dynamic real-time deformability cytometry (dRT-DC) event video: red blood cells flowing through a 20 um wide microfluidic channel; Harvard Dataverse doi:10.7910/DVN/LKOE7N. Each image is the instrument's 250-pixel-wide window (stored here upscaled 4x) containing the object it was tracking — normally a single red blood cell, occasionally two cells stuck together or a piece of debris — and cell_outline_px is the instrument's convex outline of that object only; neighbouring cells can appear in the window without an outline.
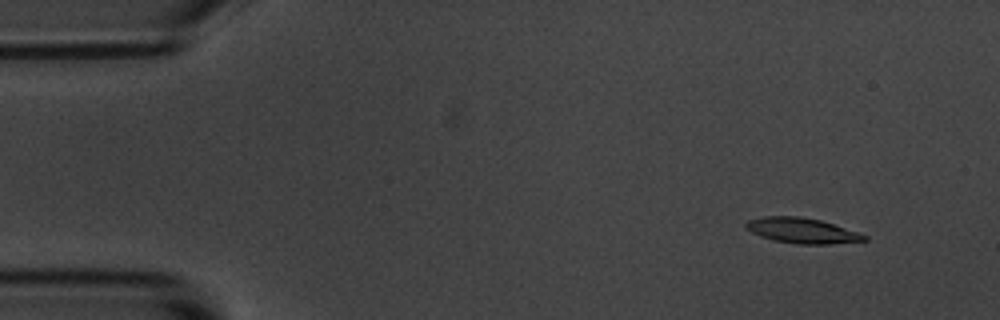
{"species": "common noctule bat (a hibernating species)", "species_latin": "Nyctalus noctula", "temperature_condition": "room temperature", "stored_images_in_passage": 5, "camera_frame_rate_fps": 3000, "um_per_image_px": 0.085, "animal": {"sex": "male", "body_mass_g": 20.1, "forearm_length_mm": 53.5}, "frame": {"image": 1, "passage_image": 2, "time_ms": 1.0, "image_size_px": [1000, 320], "cell_outline_px": [[868, 240], [828, 244], [796, 244], [772, 240], [760, 236], [752, 232], [744, 224], [748, 220], [764, 216], [800, 216], [820, 220], [860, 232], [868, 236]], "centroid_in_image_um": [68.2, 19.6], "position_along_channel_um": 16.8, "area_um2": 17.51}}
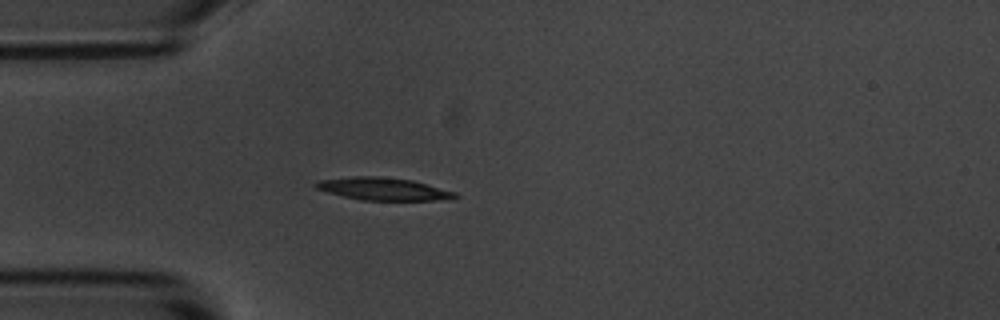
{"frame": {"image": 2, "passage_image": 5, "time_ms": 4.333, "image_size_px": [1000, 320], "cell_outline_px": [[460, 196], [452, 200], [360, 200], [328, 192], [316, 188], [312, 184], [316, 180], [352, 176], [380, 176], [412, 180], [428, 184], [456, 192]], "centroid_in_image_um": [32.6, 16.05], "position_along_channel_um": 52.4, "area_um2": 18.55}}